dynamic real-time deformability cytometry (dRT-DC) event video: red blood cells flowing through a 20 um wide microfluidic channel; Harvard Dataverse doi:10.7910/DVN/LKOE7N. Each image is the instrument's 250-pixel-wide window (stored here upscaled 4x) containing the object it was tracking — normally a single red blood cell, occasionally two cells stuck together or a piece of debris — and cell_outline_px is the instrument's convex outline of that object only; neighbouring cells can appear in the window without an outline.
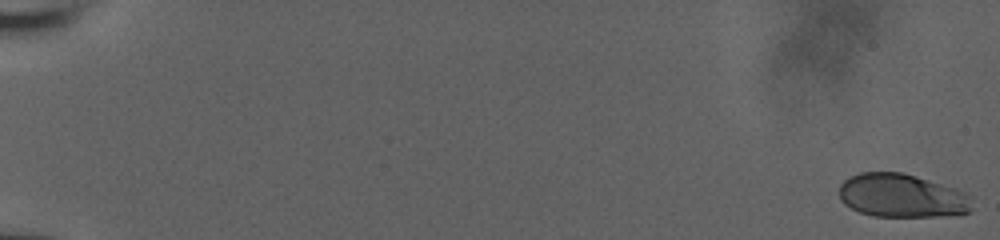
{"species": "human", "species_latin": "Homo sapiens", "temperature_condition": "room temperature", "stored_images_in_passage": 58, "camera_frame_rate_fps": 3000, "um_per_image_px": 0.085, "donor": {"sex": "male"}, "frame": {"image": 1, "passage_image": 1, "time_ms": 0.0, "image_size_px": [1000, 240], "cell_outline_px": [[972, 208], [968, 212], [960, 216], [872, 216], [860, 212], [844, 204], [840, 200], [840, 184], [848, 176], [860, 172], [900, 172], [916, 176], [956, 188], [968, 192], [972, 196]], "centroid_in_image_um": [76.7, 16.64], "position_along_channel_um": 8.3, "area_um2": 34.22}}
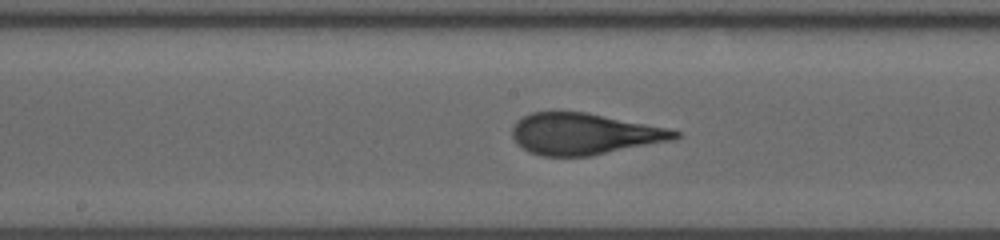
{"frame": {"image": 2, "passage_image": 33, "time_ms": 10.667, "image_size_px": [1000, 240], "cell_outline_px": [[680, 136], [676, 140], [592, 156], [544, 156], [528, 152], [516, 144], [512, 136], [512, 124], [516, 120], [532, 112], [584, 112], [668, 128], [680, 132]], "centroid_in_image_um": [49.65, 11.4], "position_along_channel_um": 198.5, "area_um2": 39.48}}
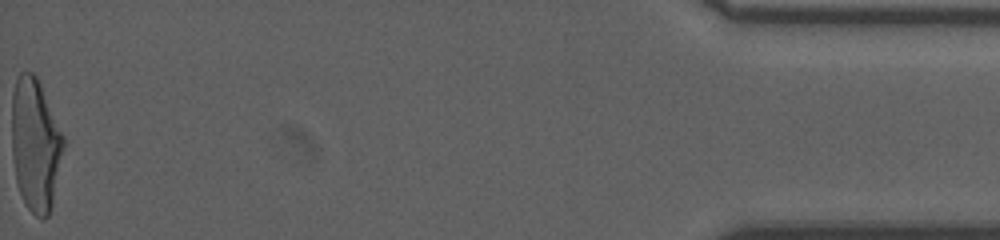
{"frame": {"image": 3, "passage_image": 58, "time_ms": 19.0, "image_size_px": [1000, 240], "cell_outline_px": [[64, 148], [52, 204], [48, 216], [44, 220], [40, 220], [24, 204], [16, 180], [12, 156], [12, 92], [16, 80], [20, 72], [32, 72], [36, 76], [40, 84], [64, 136]], "centroid_in_image_um": [3.0, 12.32], "position_along_channel_um": 432.2, "area_um2": 40.0}, "authors_computed_cell_mechanics": {"area_um2": 38.7549, "velocity_mm_per_s": 3.8503, "shape_relaxation_time_tau1_ms": 5.2022, "shape_relaxation_time_tau2_ms": null, "deformation_change_tau1": 0.21, "deformation_change_tau2": null}}